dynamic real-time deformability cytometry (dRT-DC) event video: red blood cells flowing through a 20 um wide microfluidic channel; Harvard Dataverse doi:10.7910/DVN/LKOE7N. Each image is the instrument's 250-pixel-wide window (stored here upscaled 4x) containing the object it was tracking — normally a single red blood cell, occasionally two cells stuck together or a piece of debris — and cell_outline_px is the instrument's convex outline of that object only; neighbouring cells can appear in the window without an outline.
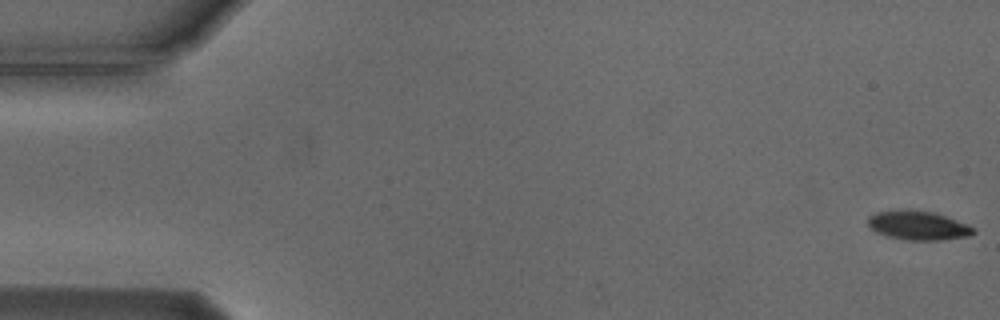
{"species": "Egyptian fruit bat (a non-hibernating species)", "species_latin": "Rousettus aegyptiacus", "temperature_condition": "cold", "stored_images_in_passage": 55, "camera_frame_rate_fps": 3000, "um_per_image_px": 0.085, "animal": {"sex": "male"}, "frame": {"image": 1, "passage_image": 1, "time_ms": 0.0, "image_size_px": [1000, 320], "cell_outline_px": [[976, 232], [968, 236], [940, 240], [908, 240], [888, 236], [876, 232], [868, 224], [868, 216], [876, 212], [900, 208], [908, 208], [932, 212], [968, 224], [976, 228]], "centroid_in_image_um": [78.03, 19.14], "position_along_channel_um": 7.0, "area_um2": 18.03}}
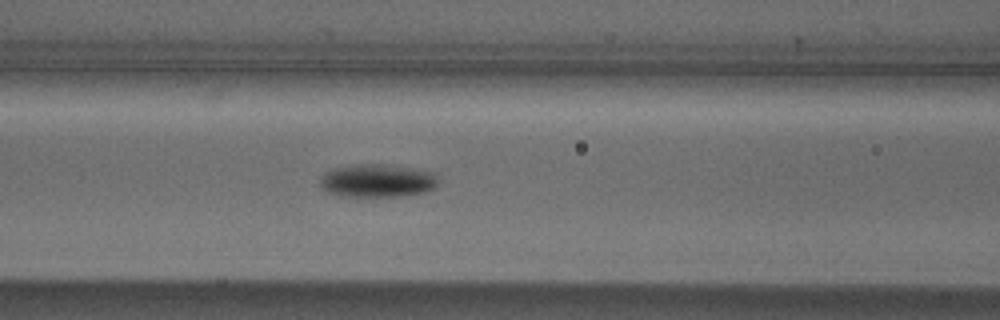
{"frame": {"image": 2, "passage_image": 23, "time_ms": 7.333, "image_size_px": [1000, 320], "cell_outline_px": [[436, 184], [432, 188], [424, 192], [404, 196], [344, 196], [324, 192], [320, 184], [320, 180], [324, 172], [332, 168], [352, 164], [384, 164], [432, 172], [436, 180]], "centroid_in_image_um": [31.97, 15.36], "position_along_channel_um": 134.6, "area_um2": 22.66}}
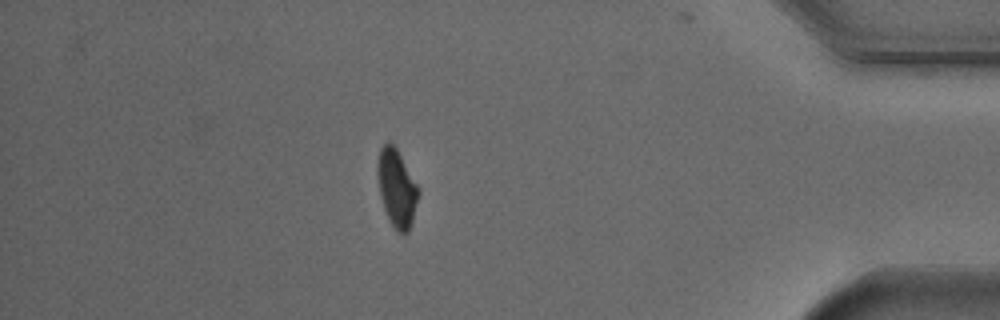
{"frame": {"image": 3, "passage_image": 48, "time_ms": 15.667, "image_size_px": [1000, 320], "cell_outline_px": [[420, 192], [412, 224], [408, 232], [404, 236], [396, 232], [388, 220], [380, 196], [376, 168], [376, 164], [380, 148], [388, 140], [396, 148], [416, 184]], "centroid_in_image_um": [33.71, 16.05], "position_along_channel_um": 401.5, "area_um2": 18.67}, "authors_computed_cell_mechanics": {"area_um2": 18.7272, "velocity_mm_per_s": 3.7254, "shape_relaxation_time_tau1_ms": 2.11, "shape_relaxation_time_tau2_ms": null, "deformation_change_tau1": 0.1092, "deformation_change_tau2": null}}